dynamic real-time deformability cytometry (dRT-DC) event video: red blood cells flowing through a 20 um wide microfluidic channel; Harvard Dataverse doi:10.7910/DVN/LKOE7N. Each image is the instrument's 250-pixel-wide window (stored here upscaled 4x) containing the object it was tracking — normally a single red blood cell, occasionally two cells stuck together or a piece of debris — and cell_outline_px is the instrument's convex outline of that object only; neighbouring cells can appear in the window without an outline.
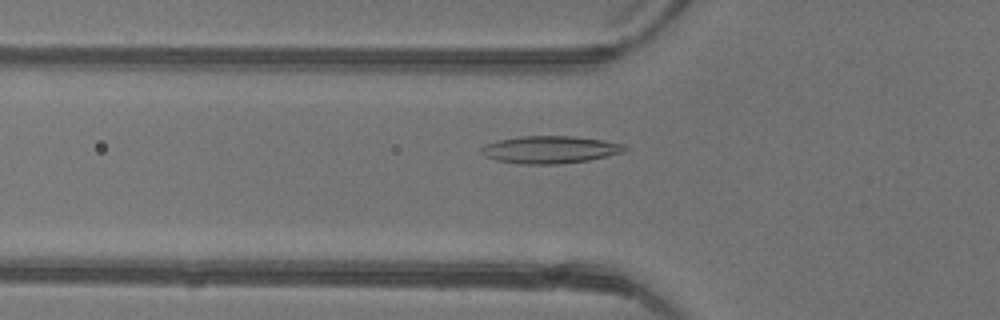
{"species": "common noctule bat (a hibernating species)", "species_latin": "Nyctalus noctula", "temperature_condition": "warm", "stored_images_in_passage": 36, "camera_frame_rate_fps": 3000, "um_per_image_px": 0.085, "animal": {"sex": "female"}, "frame": {"image": 1, "passage_image": 6, "time_ms": 1.667, "image_size_px": [1000, 320], "cell_outline_px": [[628, 148], [620, 152], [588, 160], [556, 164], [520, 164], [496, 160], [484, 156], [480, 152], [480, 148], [484, 144], [500, 140], [520, 136], [572, 136], [604, 140], [624, 144]], "centroid_in_image_um": [46.69, 12.71], "position_along_channel_um": 79.1, "area_um2": 22.77}}
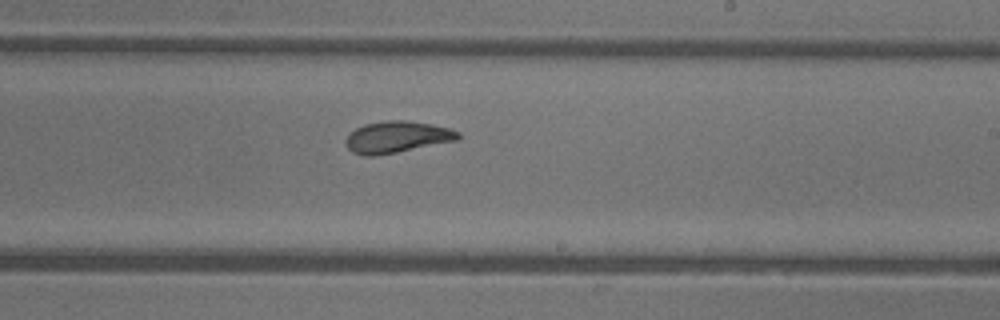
{"frame": {"image": 2, "passage_image": 18, "time_ms": 5.667, "image_size_px": [1000, 320], "cell_outline_px": [[460, 140], [376, 156], [364, 156], [352, 152], [348, 148], [344, 140], [348, 132], [364, 124], [384, 120], [408, 120], [432, 124], [452, 128], [460, 132]], "centroid_in_image_um": [33.75, 11.64], "position_along_channel_um": 255.3, "area_um2": 21.15}}
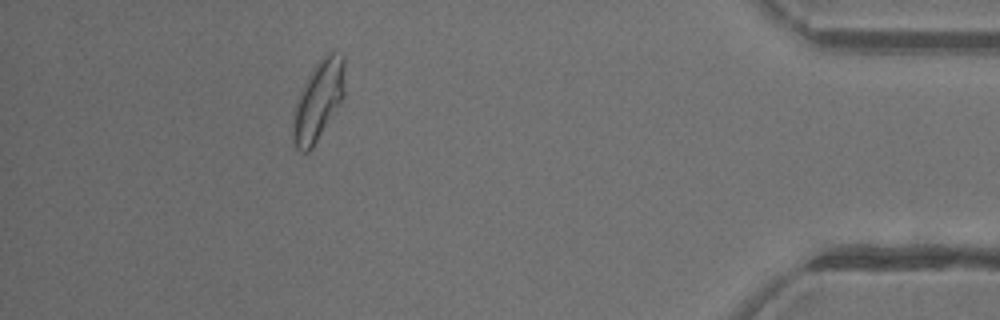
{"frame": {"image": 3, "passage_image": 32, "time_ms": 10.333, "image_size_px": [1000, 320], "cell_outline_px": [[344, 96], [312, 148], [308, 152], [300, 152], [292, 144], [292, 120], [296, 100], [300, 88], [312, 68], [324, 56], [332, 52], [344, 56]], "centroid_in_image_um": [27.01, 8.58], "position_along_channel_um": 408.2, "area_um2": 24.04}, "authors_computed_cell_mechanics": {"area_um2": 21.2704, "velocity_mm_per_s": 4.3819, "shape_relaxation_time_tau1_ms": 4.8588, "shape_relaxation_time_tau2_ms": 1.1307, "deformation_change_tau1": 0.1729, "deformation_change_tau2": 0.0701}}